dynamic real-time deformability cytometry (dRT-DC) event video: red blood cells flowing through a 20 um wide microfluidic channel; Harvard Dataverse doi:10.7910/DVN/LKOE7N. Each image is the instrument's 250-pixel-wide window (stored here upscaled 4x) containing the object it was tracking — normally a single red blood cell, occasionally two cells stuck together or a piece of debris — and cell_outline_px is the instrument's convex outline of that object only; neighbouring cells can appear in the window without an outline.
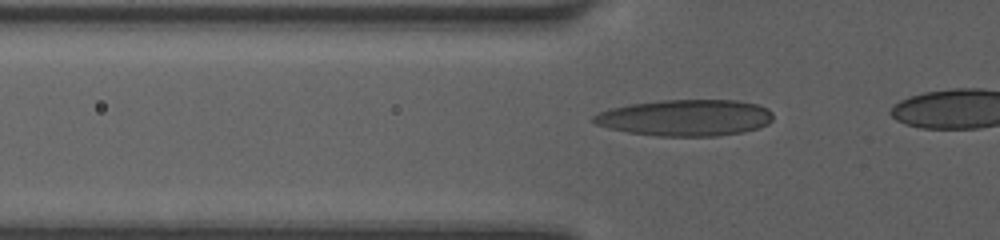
{"species": "human", "species_latin": "Homo sapiens", "temperature_condition": "room temperature", "stored_images_in_passage": 8, "camera_frame_rate_fps": 3000, "um_per_image_px": 0.085, "donor": {"sex": "female"}, "frame": {"image": 1, "passage_image": 2, "time_ms": 0.333, "image_size_px": [1000, 240], "cell_outline_px": [[772, 120], [768, 124], [744, 132], [716, 136], [656, 136], [628, 132], [608, 128], [596, 124], [592, 120], [592, 116], [608, 108], [628, 104], [660, 100], [736, 100], [756, 104], [768, 108], [772, 112]], "centroid_in_image_um": [58.24, 10.0], "position_along_channel_um": 67.6, "area_um2": 38.26}}
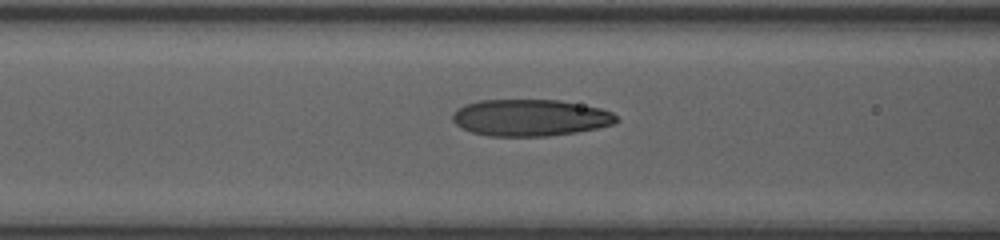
{"frame": {"image": 2, "passage_image": 6, "time_ms": 1.667, "image_size_px": [1000, 240], "cell_outline_px": [[620, 120], [612, 124], [596, 128], [576, 132], [548, 136], [488, 136], [472, 132], [460, 128], [452, 120], [452, 112], [456, 108], [464, 104], [480, 100], [560, 100], [600, 108], [612, 112]], "centroid_in_image_um": [45.02, 10.0], "position_along_channel_um": 121.6, "area_um2": 35.2}}